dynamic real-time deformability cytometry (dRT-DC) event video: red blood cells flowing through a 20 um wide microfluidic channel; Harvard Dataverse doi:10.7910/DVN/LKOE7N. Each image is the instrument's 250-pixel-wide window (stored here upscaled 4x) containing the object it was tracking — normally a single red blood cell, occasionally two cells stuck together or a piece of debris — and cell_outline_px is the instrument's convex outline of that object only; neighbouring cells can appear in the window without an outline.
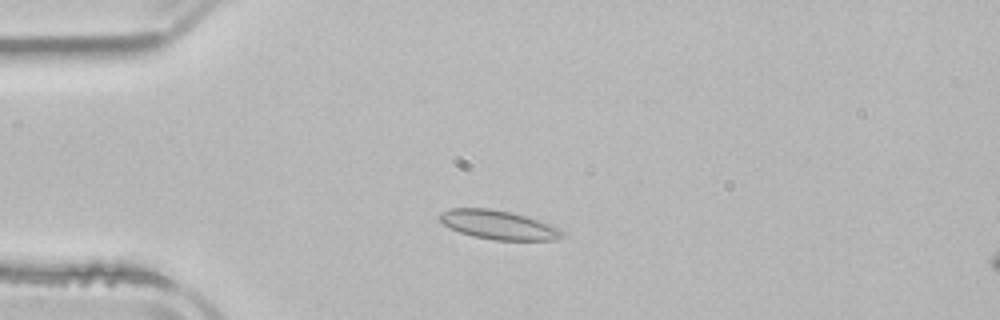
{"species": "common noctule bat (a hibernating species)", "species_latin": "Nyctalus noctula", "temperature_condition": "room temperature", "stored_images_in_passage": 4, "camera_frame_rate_fps": 3000, "um_per_image_px": 0.085, "animal": {"sex": "male", "body_mass_g": 21.5, "forearm_length_mm": 52.0}, "frame": {"image": 1, "passage_image": 3, "time_ms": 2.333, "image_size_px": [1000, 320], "cell_outline_px": [[568, 236], [556, 240], [492, 240], [472, 236], [460, 232], [444, 224], [436, 216], [440, 212], [448, 208], [492, 208], [512, 212], [536, 220], [568, 232]], "centroid_in_image_um": [42.37, 19.11], "position_along_channel_um": 42.6, "area_um2": 20.87}}